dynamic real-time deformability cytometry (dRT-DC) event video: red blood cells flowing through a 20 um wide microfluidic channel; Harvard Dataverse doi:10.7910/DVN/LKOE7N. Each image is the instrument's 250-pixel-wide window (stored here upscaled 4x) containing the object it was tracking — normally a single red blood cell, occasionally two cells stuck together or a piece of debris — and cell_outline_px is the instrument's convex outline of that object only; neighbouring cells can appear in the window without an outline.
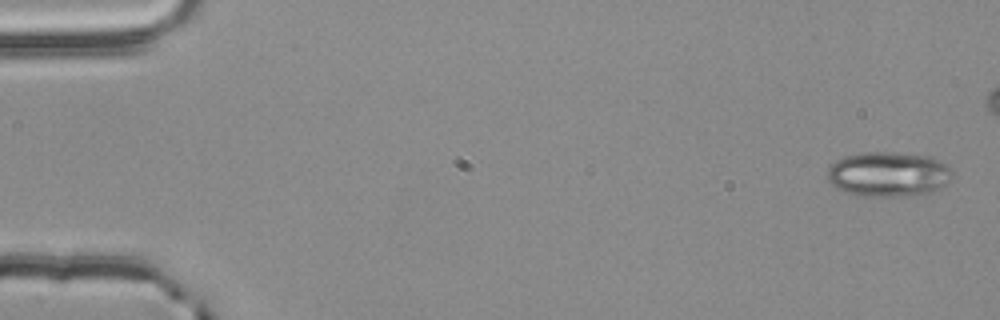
{"species": "common noctule bat (a hibernating species)", "species_latin": "Nyctalus noctula", "temperature_condition": "room temperature", "stored_images_in_passage": 4, "camera_frame_rate_fps": 3000, "um_per_image_px": 0.085, "animal": {"sex": "male", "body_mass_g": 20.4}, "frame": {"image": 1, "passage_image": 1, "time_ms": 0.0, "image_size_px": [1000, 320], "cell_outline_px": [[952, 176], [940, 188], [924, 196], [856, 196], [836, 188], [828, 180], [828, 168], [836, 160], [844, 156], [864, 152], [896, 152], [928, 156], [944, 164], [952, 172]], "centroid_in_image_um": [75.49, 14.82], "position_along_channel_um": 9.5, "area_um2": 32.83}}